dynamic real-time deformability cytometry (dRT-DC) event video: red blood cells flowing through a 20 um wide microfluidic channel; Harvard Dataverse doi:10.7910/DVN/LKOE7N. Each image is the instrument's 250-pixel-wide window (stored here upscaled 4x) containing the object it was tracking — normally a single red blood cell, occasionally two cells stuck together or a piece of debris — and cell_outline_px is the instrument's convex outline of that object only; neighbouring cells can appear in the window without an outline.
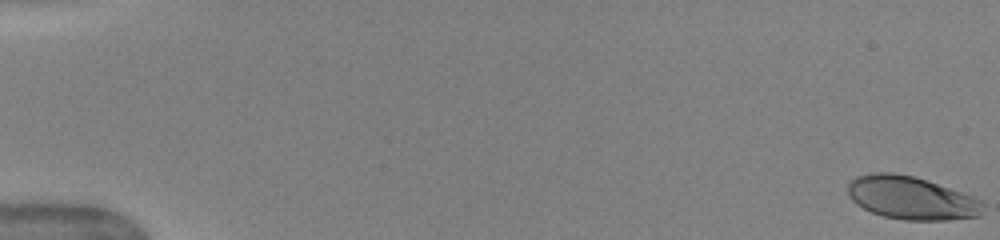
{"species": "human", "species_latin": "Homo sapiens", "temperature_condition": "warm", "stored_images_in_passage": 51, "camera_frame_rate_fps": 3000, "um_per_image_px": 0.085, "donor": {"sex": "female"}, "frame": {"image": 1, "passage_image": 1, "time_ms": 0.0, "image_size_px": [1000, 240], "cell_outline_px": [[984, 204], [980, 216], [948, 220], [904, 220], [884, 216], [872, 212], [856, 204], [848, 196], [848, 184], [856, 176], [876, 172], [892, 172], [912, 176], [964, 192], [980, 200]], "centroid_in_image_um": [77.46, 16.83], "position_along_channel_um": 7.5, "area_um2": 33.87}}
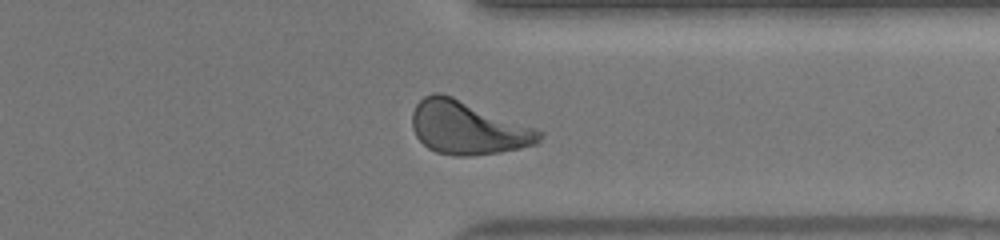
{"frame": {"image": 2, "passage_image": 41, "time_ms": 13.333, "image_size_px": [1000, 240], "cell_outline_px": [[544, 136], [536, 144], [520, 148], [500, 152], [468, 156], [452, 156], [436, 152], [428, 148], [416, 136], [412, 128], [412, 112], [416, 104], [424, 96], [432, 92], [440, 92], [452, 96], [536, 128], [544, 132]], "centroid_in_image_um": [39.75, 10.86], "position_along_channel_um": 371.7, "area_um2": 39.59}}
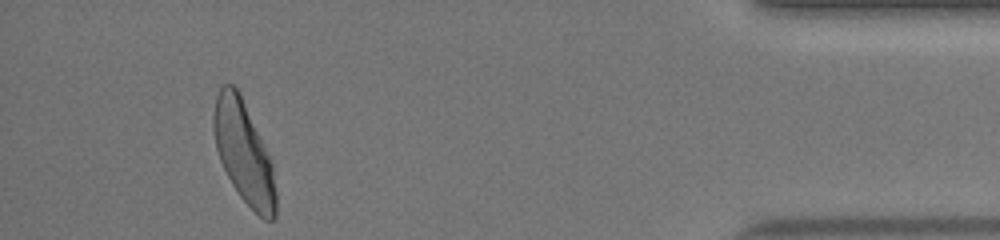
{"frame": {"image": 3, "passage_image": 48, "time_ms": 15.667, "image_size_px": [1000, 240], "cell_outline_px": [[276, 216], [272, 220], [264, 220], [240, 196], [232, 184], [220, 160], [216, 148], [212, 124], [212, 116], [216, 96], [220, 88], [224, 84], [232, 84], [240, 92], [272, 164], [276, 192]], "centroid_in_image_um": [20.7, 12.95], "position_along_channel_um": 414.5, "area_um2": 36.47}, "authors_computed_cell_mechanics": {"area_um2": 37.3388, "velocity_mm_per_s": 4.0502, "shape_relaxation_time_tau1_ms": 3.4152, "shape_relaxation_time_tau2_ms": null, "deformation_change_tau1": 0.1683, "deformation_change_tau2": null}}